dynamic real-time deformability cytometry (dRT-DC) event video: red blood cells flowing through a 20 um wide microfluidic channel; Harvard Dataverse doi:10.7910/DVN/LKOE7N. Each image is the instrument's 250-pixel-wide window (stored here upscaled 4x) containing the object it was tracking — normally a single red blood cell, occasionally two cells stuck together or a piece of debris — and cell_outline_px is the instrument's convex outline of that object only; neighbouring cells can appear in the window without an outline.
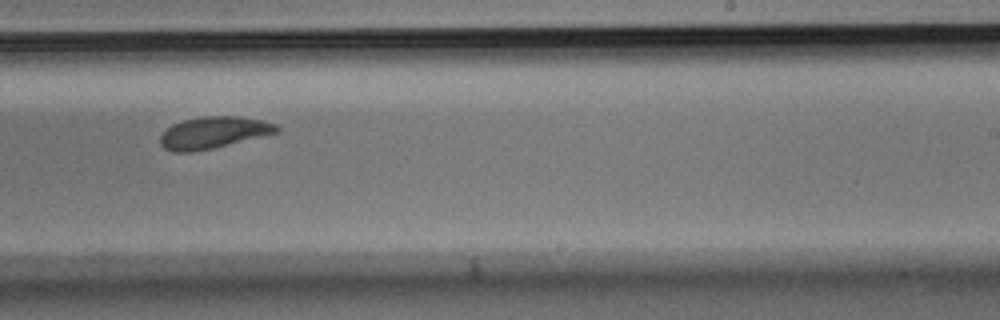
{"species": "Egyptian fruit bat (a non-hibernating species)", "species_latin": "Rousettus aegyptiacus", "temperature_condition": "room temperature", "stored_images_in_passage": 11, "camera_frame_rate_fps": 3000, "um_per_image_px": 0.085, "animal": {"sex": "male"}, "frame": {"image": 1, "passage_image": 7, "time_ms": 2.0, "image_size_px": [1000, 320], "cell_outline_px": [[280, 132], [212, 148], [192, 152], [172, 152], [164, 148], [160, 144], [160, 136], [172, 124], [184, 120], [204, 116], [240, 116], [260, 120], [276, 124], [280, 128]], "centroid_in_image_um": [18.14, 11.27], "position_along_channel_um": 270.9, "area_um2": 21.44}}
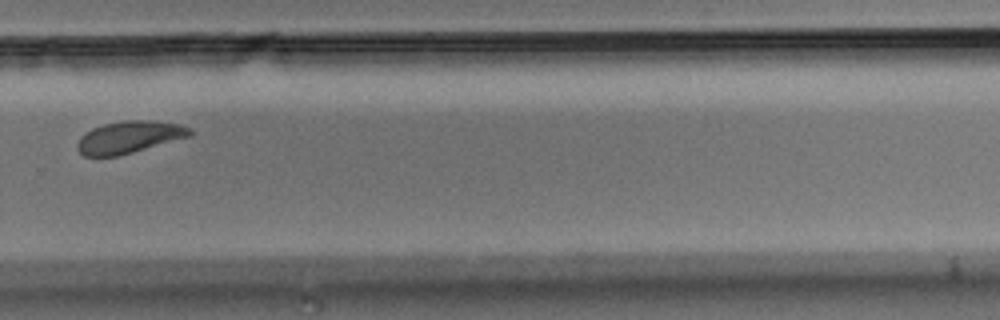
{"frame": {"image": 2, "passage_image": 8, "time_ms": 2.333, "image_size_px": [1000, 320], "cell_outline_px": [[196, 132], [192, 136], [132, 152], [116, 156], [84, 156], [76, 148], [76, 144], [80, 136], [84, 132], [92, 128], [104, 124], [124, 120], [152, 120], [180, 124], [192, 128]], "centroid_in_image_um": [11.01, 11.64], "position_along_channel_um": 318.8, "area_um2": 21.33}}